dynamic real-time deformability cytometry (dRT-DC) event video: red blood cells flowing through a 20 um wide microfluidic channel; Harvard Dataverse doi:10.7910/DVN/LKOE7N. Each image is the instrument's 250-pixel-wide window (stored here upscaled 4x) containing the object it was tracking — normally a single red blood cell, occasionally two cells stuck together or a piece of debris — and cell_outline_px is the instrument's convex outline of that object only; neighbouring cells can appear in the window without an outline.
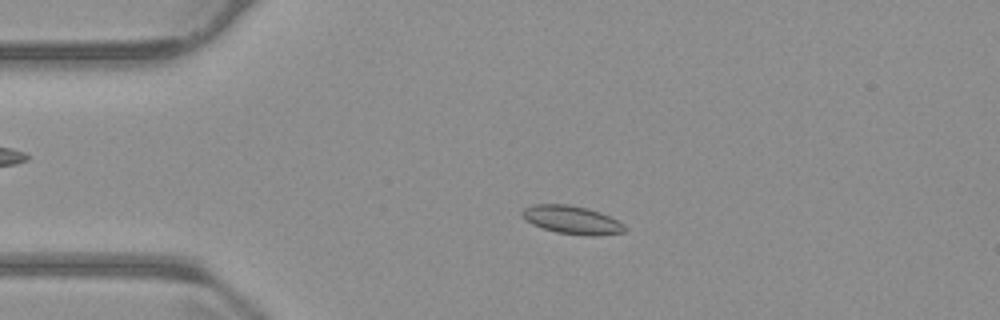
{"species": "common noctule bat (a hibernating species)", "species_latin": "Nyctalus noctula", "temperature_condition": "warm", "stored_images_in_passage": 55, "camera_frame_rate_fps": 3000, "um_per_image_px": 0.085, "animal": {"sex": "male", "body_mass_g": 23.1, "forearm_length_mm": 52.7}, "frame": {"image": 1, "passage_image": 12, "time_ms": 3.667, "image_size_px": [1000, 320], "cell_outline_px": [[628, 228], [624, 232], [596, 236], [588, 236], [556, 232], [532, 224], [524, 220], [520, 212], [524, 208], [532, 204], [568, 204], [588, 208], [600, 212], [624, 224]], "centroid_in_image_um": [48.6, 18.69], "position_along_channel_um": 36.4, "area_um2": 16.99}}
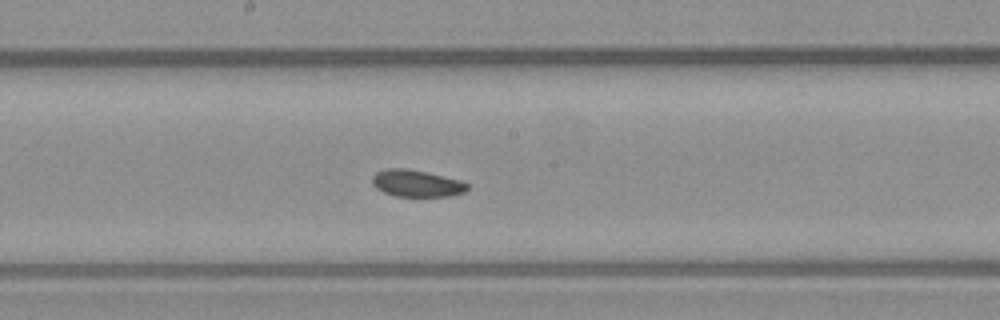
{"frame": {"image": 2, "passage_image": 29, "time_ms": 9.333, "image_size_px": [1000, 320], "cell_outline_px": [[468, 188], [464, 192], [452, 196], [396, 196], [384, 192], [376, 188], [372, 184], [372, 176], [376, 172], [388, 168], [404, 168], [424, 172], [460, 180], [468, 184]], "centroid_in_image_um": [35.39, 15.59], "position_along_channel_um": 212.8, "area_um2": 14.74}}
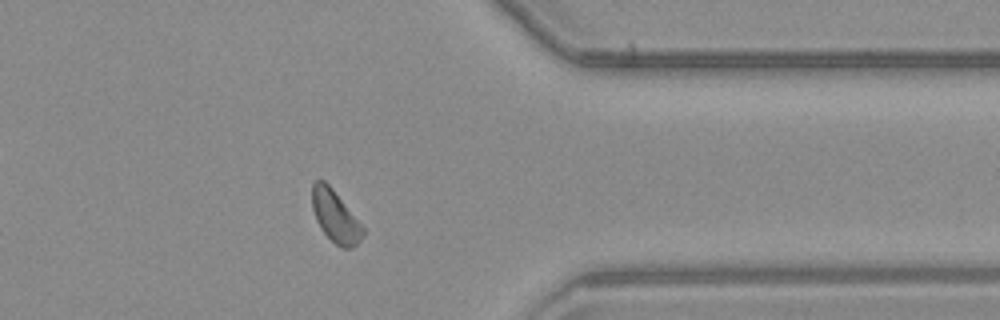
{"frame": {"image": 3, "passage_image": 44, "time_ms": 14.333, "image_size_px": [1000, 320], "cell_outline_px": [[364, 236], [352, 248], [340, 248], [320, 228], [316, 220], [312, 208], [312, 184], [316, 180], [324, 180], [332, 188], [364, 228]], "centroid_in_image_um": [28.49, 18.39], "position_along_channel_um": 382.9, "area_um2": 15.14}, "authors_computed_cell_mechanics": {"area_um2": 15.5482, "velocity_mm_per_s": 3.6922, "shape_relaxation_time_tau1_ms": 2.4165, "shape_relaxation_time_tau2_ms": null, "deformation_change_tau1": 0.0587, "deformation_change_tau2": null}}